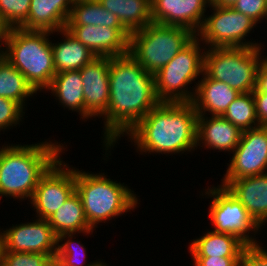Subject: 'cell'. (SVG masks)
I'll return each mask as SVG.
<instances>
[{
    "mask_svg": "<svg viewBox=\"0 0 267 266\" xmlns=\"http://www.w3.org/2000/svg\"><path fill=\"white\" fill-rule=\"evenodd\" d=\"M110 97L102 118L103 160L109 159L111 149L156 105L160 103L155 91L154 75L145 71L130 55L110 57ZM104 118V119H103Z\"/></svg>",
    "mask_w": 267,
    "mask_h": 266,
    "instance_id": "6da1fadb",
    "label": "cell"
},
{
    "mask_svg": "<svg viewBox=\"0 0 267 266\" xmlns=\"http://www.w3.org/2000/svg\"><path fill=\"white\" fill-rule=\"evenodd\" d=\"M197 116L192 103L160 102L125 136L140 155L193 153Z\"/></svg>",
    "mask_w": 267,
    "mask_h": 266,
    "instance_id": "7a4b0ae2",
    "label": "cell"
},
{
    "mask_svg": "<svg viewBox=\"0 0 267 266\" xmlns=\"http://www.w3.org/2000/svg\"><path fill=\"white\" fill-rule=\"evenodd\" d=\"M57 140L32 144L4 143L0 147V200H31L40 178L65 153Z\"/></svg>",
    "mask_w": 267,
    "mask_h": 266,
    "instance_id": "3957f363",
    "label": "cell"
},
{
    "mask_svg": "<svg viewBox=\"0 0 267 266\" xmlns=\"http://www.w3.org/2000/svg\"><path fill=\"white\" fill-rule=\"evenodd\" d=\"M105 174L75 169V191L89 225L95 230L100 223L134 212L141 202L127 184L118 183Z\"/></svg>",
    "mask_w": 267,
    "mask_h": 266,
    "instance_id": "277c9868",
    "label": "cell"
},
{
    "mask_svg": "<svg viewBox=\"0 0 267 266\" xmlns=\"http://www.w3.org/2000/svg\"><path fill=\"white\" fill-rule=\"evenodd\" d=\"M50 31L9 28L3 57L17 68L39 94L56 75Z\"/></svg>",
    "mask_w": 267,
    "mask_h": 266,
    "instance_id": "5b68a950",
    "label": "cell"
},
{
    "mask_svg": "<svg viewBox=\"0 0 267 266\" xmlns=\"http://www.w3.org/2000/svg\"><path fill=\"white\" fill-rule=\"evenodd\" d=\"M195 37L196 34L188 28L151 22L131 33L128 54L154 75Z\"/></svg>",
    "mask_w": 267,
    "mask_h": 266,
    "instance_id": "8992f818",
    "label": "cell"
},
{
    "mask_svg": "<svg viewBox=\"0 0 267 266\" xmlns=\"http://www.w3.org/2000/svg\"><path fill=\"white\" fill-rule=\"evenodd\" d=\"M206 47L195 37L156 74L155 91L160 102L192 103L196 80L204 73ZM194 86L191 88V84Z\"/></svg>",
    "mask_w": 267,
    "mask_h": 266,
    "instance_id": "52a82bcc",
    "label": "cell"
},
{
    "mask_svg": "<svg viewBox=\"0 0 267 266\" xmlns=\"http://www.w3.org/2000/svg\"><path fill=\"white\" fill-rule=\"evenodd\" d=\"M264 50L265 47L206 48L204 73L211 79L227 83L240 93L253 92L257 69L265 56Z\"/></svg>",
    "mask_w": 267,
    "mask_h": 266,
    "instance_id": "ba28073f",
    "label": "cell"
},
{
    "mask_svg": "<svg viewBox=\"0 0 267 266\" xmlns=\"http://www.w3.org/2000/svg\"><path fill=\"white\" fill-rule=\"evenodd\" d=\"M201 193L202 197L210 199L208 217L214 232L234 235L246 246L262 244L256 235L261 234L263 228L225 186L211 185Z\"/></svg>",
    "mask_w": 267,
    "mask_h": 266,
    "instance_id": "9c48e42d",
    "label": "cell"
},
{
    "mask_svg": "<svg viewBox=\"0 0 267 266\" xmlns=\"http://www.w3.org/2000/svg\"><path fill=\"white\" fill-rule=\"evenodd\" d=\"M204 23L196 37L206 48L213 47H264L258 41L246 40L250 32L258 27L257 23L232 7L210 4ZM213 10V11H212ZM249 40V41H248Z\"/></svg>",
    "mask_w": 267,
    "mask_h": 266,
    "instance_id": "30bf717a",
    "label": "cell"
},
{
    "mask_svg": "<svg viewBox=\"0 0 267 266\" xmlns=\"http://www.w3.org/2000/svg\"><path fill=\"white\" fill-rule=\"evenodd\" d=\"M60 157L40 178L27 204L35 211V218L47 220L75 191V168Z\"/></svg>",
    "mask_w": 267,
    "mask_h": 266,
    "instance_id": "8fae6325",
    "label": "cell"
},
{
    "mask_svg": "<svg viewBox=\"0 0 267 266\" xmlns=\"http://www.w3.org/2000/svg\"><path fill=\"white\" fill-rule=\"evenodd\" d=\"M221 180H236L267 173V126L243 131L238 146L231 153Z\"/></svg>",
    "mask_w": 267,
    "mask_h": 266,
    "instance_id": "7c38bea8",
    "label": "cell"
},
{
    "mask_svg": "<svg viewBox=\"0 0 267 266\" xmlns=\"http://www.w3.org/2000/svg\"><path fill=\"white\" fill-rule=\"evenodd\" d=\"M32 221L12 224L9 229H0L4 251L41 253L51 255L55 259L58 237L49 221L40 218Z\"/></svg>",
    "mask_w": 267,
    "mask_h": 266,
    "instance_id": "4fadbf2b",
    "label": "cell"
},
{
    "mask_svg": "<svg viewBox=\"0 0 267 266\" xmlns=\"http://www.w3.org/2000/svg\"><path fill=\"white\" fill-rule=\"evenodd\" d=\"M65 29L96 57H118L129 53L130 33L108 26H66Z\"/></svg>",
    "mask_w": 267,
    "mask_h": 266,
    "instance_id": "5bb4252c",
    "label": "cell"
},
{
    "mask_svg": "<svg viewBox=\"0 0 267 266\" xmlns=\"http://www.w3.org/2000/svg\"><path fill=\"white\" fill-rule=\"evenodd\" d=\"M110 57H95L80 69L85 100V119L97 118L107 110Z\"/></svg>",
    "mask_w": 267,
    "mask_h": 266,
    "instance_id": "9a60e30c",
    "label": "cell"
},
{
    "mask_svg": "<svg viewBox=\"0 0 267 266\" xmlns=\"http://www.w3.org/2000/svg\"><path fill=\"white\" fill-rule=\"evenodd\" d=\"M152 22L181 26L197 34L211 0H151Z\"/></svg>",
    "mask_w": 267,
    "mask_h": 266,
    "instance_id": "2e32d148",
    "label": "cell"
},
{
    "mask_svg": "<svg viewBox=\"0 0 267 266\" xmlns=\"http://www.w3.org/2000/svg\"><path fill=\"white\" fill-rule=\"evenodd\" d=\"M242 132L238 127L218 115H198L196 149L232 153L238 146Z\"/></svg>",
    "mask_w": 267,
    "mask_h": 266,
    "instance_id": "e0dca14e",
    "label": "cell"
},
{
    "mask_svg": "<svg viewBox=\"0 0 267 266\" xmlns=\"http://www.w3.org/2000/svg\"><path fill=\"white\" fill-rule=\"evenodd\" d=\"M220 184L243 204L261 227L267 224V173L236 180H221Z\"/></svg>",
    "mask_w": 267,
    "mask_h": 266,
    "instance_id": "ac0fdd59",
    "label": "cell"
},
{
    "mask_svg": "<svg viewBox=\"0 0 267 266\" xmlns=\"http://www.w3.org/2000/svg\"><path fill=\"white\" fill-rule=\"evenodd\" d=\"M192 104L198 115L222 116L228 106L240 95L227 83L209 78L205 73L197 81Z\"/></svg>",
    "mask_w": 267,
    "mask_h": 266,
    "instance_id": "d6986e66",
    "label": "cell"
},
{
    "mask_svg": "<svg viewBox=\"0 0 267 266\" xmlns=\"http://www.w3.org/2000/svg\"><path fill=\"white\" fill-rule=\"evenodd\" d=\"M74 0H31L24 30L56 32L66 27Z\"/></svg>",
    "mask_w": 267,
    "mask_h": 266,
    "instance_id": "ffe728a7",
    "label": "cell"
},
{
    "mask_svg": "<svg viewBox=\"0 0 267 266\" xmlns=\"http://www.w3.org/2000/svg\"><path fill=\"white\" fill-rule=\"evenodd\" d=\"M83 82L79 70L56 73L50 86L44 91L54 96L58 105L60 104L68 111L80 115V120H85V100L83 94Z\"/></svg>",
    "mask_w": 267,
    "mask_h": 266,
    "instance_id": "44dd1931",
    "label": "cell"
},
{
    "mask_svg": "<svg viewBox=\"0 0 267 266\" xmlns=\"http://www.w3.org/2000/svg\"><path fill=\"white\" fill-rule=\"evenodd\" d=\"M56 34L62 35L63 38L55 43L51 40L56 73L80 70L96 57L65 28L56 31Z\"/></svg>",
    "mask_w": 267,
    "mask_h": 266,
    "instance_id": "7402d4cb",
    "label": "cell"
},
{
    "mask_svg": "<svg viewBox=\"0 0 267 266\" xmlns=\"http://www.w3.org/2000/svg\"><path fill=\"white\" fill-rule=\"evenodd\" d=\"M56 236L76 233L77 235H93V229L84 213L83 204L76 191L48 219Z\"/></svg>",
    "mask_w": 267,
    "mask_h": 266,
    "instance_id": "603a6c76",
    "label": "cell"
},
{
    "mask_svg": "<svg viewBox=\"0 0 267 266\" xmlns=\"http://www.w3.org/2000/svg\"><path fill=\"white\" fill-rule=\"evenodd\" d=\"M206 230L202 236L190 240L188 252L191 257H241L246 245L240 239L231 234Z\"/></svg>",
    "mask_w": 267,
    "mask_h": 266,
    "instance_id": "cb8c5ba5",
    "label": "cell"
},
{
    "mask_svg": "<svg viewBox=\"0 0 267 266\" xmlns=\"http://www.w3.org/2000/svg\"><path fill=\"white\" fill-rule=\"evenodd\" d=\"M117 16L122 26L131 34L152 22L151 0H98Z\"/></svg>",
    "mask_w": 267,
    "mask_h": 266,
    "instance_id": "d4e9b609",
    "label": "cell"
},
{
    "mask_svg": "<svg viewBox=\"0 0 267 266\" xmlns=\"http://www.w3.org/2000/svg\"><path fill=\"white\" fill-rule=\"evenodd\" d=\"M101 25L125 29L117 16L106 10L98 0H74L66 26Z\"/></svg>",
    "mask_w": 267,
    "mask_h": 266,
    "instance_id": "484cf974",
    "label": "cell"
},
{
    "mask_svg": "<svg viewBox=\"0 0 267 266\" xmlns=\"http://www.w3.org/2000/svg\"><path fill=\"white\" fill-rule=\"evenodd\" d=\"M36 94L25 76L3 56L0 57V97L11 99L26 109V101H31Z\"/></svg>",
    "mask_w": 267,
    "mask_h": 266,
    "instance_id": "4316f807",
    "label": "cell"
},
{
    "mask_svg": "<svg viewBox=\"0 0 267 266\" xmlns=\"http://www.w3.org/2000/svg\"><path fill=\"white\" fill-rule=\"evenodd\" d=\"M222 116L241 131L258 127L259 122L256 116L253 93H240Z\"/></svg>",
    "mask_w": 267,
    "mask_h": 266,
    "instance_id": "83f0119b",
    "label": "cell"
},
{
    "mask_svg": "<svg viewBox=\"0 0 267 266\" xmlns=\"http://www.w3.org/2000/svg\"><path fill=\"white\" fill-rule=\"evenodd\" d=\"M75 237L76 233L58 236L54 266H91L96 261L87 262L86 246L81 241L75 240Z\"/></svg>",
    "mask_w": 267,
    "mask_h": 266,
    "instance_id": "f1b7e54d",
    "label": "cell"
},
{
    "mask_svg": "<svg viewBox=\"0 0 267 266\" xmlns=\"http://www.w3.org/2000/svg\"><path fill=\"white\" fill-rule=\"evenodd\" d=\"M31 0H0V18L9 28H19L27 19Z\"/></svg>",
    "mask_w": 267,
    "mask_h": 266,
    "instance_id": "f546056e",
    "label": "cell"
},
{
    "mask_svg": "<svg viewBox=\"0 0 267 266\" xmlns=\"http://www.w3.org/2000/svg\"><path fill=\"white\" fill-rule=\"evenodd\" d=\"M2 266H54L51 255L3 251Z\"/></svg>",
    "mask_w": 267,
    "mask_h": 266,
    "instance_id": "4dcf8cb0",
    "label": "cell"
},
{
    "mask_svg": "<svg viewBox=\"0 0 267 266\" xmlns=\"http://www.w3.org/2000/svg\"><path fill=\"white\" fill-rule=\"evenodd\" d=\"M26 110L17 102L0 97V132L17 127L24 120ZM23 119V120H22Z\"/></svg>",
    "mask_w": 267,
    "mask_h": 266,
    "instance_id": "1f68e13d",
    "label": "cell"
},
{
    "mask_svg": "<svg viewBox=\"0 0 267 266\" xmlns=\"http://www.w3.org/2000/svg\"><path fill=\"white\" fill-rule=\"evenodd\" d=\"M231 7L250 17L257 24L263 20L267 21V0H237Z\"/></svg>",
    "mask_w": 267,
    "mask_h": 266,
    "instance_id": "d6a6232c",
    "label": "cell"
},
{
    "mask_svg": "<svg viewBox=\"0 0 267 266\" xmlns=\"http://www.w3.org/2000/svg\"><path fill=\"white\" fill-rule=\"evenodd\" d=\"M261 245L245 246L241 253L240 266H267V249Z\"/></svg>",
    "mask_w": 267,
    "mask_h": 266,
    "instance_id": "836d02e7",
    "label": "cell"
},
{
    "mask_svg": "<svg viewBox=\"0 0 267 266\" xmlns=\"http://www.w3.org/2000/svg\"><path fill=\"white\" fill-rule=\"evenodd\" d=\"M194 266H240V257H191Z\"/></svg>",
    "mask_w": 267,
    "mask_h": 266,
    "instance_id": "e575fe53",
    "label": "cell"
},
{
    "mask_svg": "<svg viewBox=\"0 0 267 266\" xmlns=\"http://www.w3.org/2000/svg\"><path fill=\"white\" fill-rule=\"evenodd\" d=\"M252 93L259 126H267V93L259 92L256 89Z\"/></svg>",
    "mask_w": 267,
    "mask_h": 266,
    "instance_id": "d590c367",
    "label": "cell"
},
{
    "mask_svg": "<svg viewBox=\"0 0 267 266\" xmlns=\"http://www.w3.org/2000/svg\"><path fill=\"white\" fill-rule=\"evenodd\" d=\"M255 89L267 93V56H264L259 63Z\"/></svg>",
    "mask_w": 267,
    "mask_h": 266,
    "instance_id": "8d00e7d4",
    "label": "cell"
},
{
    "mask_svg": "<svg viewBox=\"0 0 267 266\" xmlns=\"http://www.w3.org/2000/svg\"><path fill=\"white\" fill-rule=\"evenodd\" d=\"M8 30H9V27L0 18V43H6Z\"/></svg>",
    "mask_w": 267,
    "mask_h": 266,
    "instance_id": "74e56055",
    "label": "cell"
},
{
    "mask_svg": "<svg viewBox=\"0 0 267 266\" xmlns=\"http://www.w3.org/2000/svg\"><path fill=\"white\" fill-rule=\"evenodd\" d=\"M237 0H211V4L216 6L231 7Z\"/></svg>",
    "mask_w": 267,
    "mask_h": 266,
    "instance_id": "f35d334b",
    "label": "cell"
},
{
    "mask_svg": "<svg viewBox=\"0 0 267 266\" xmlns=\"http://www.w3.org/2000/svg\"><path fill=\"white\" fill-rule=\"evenodd\" d=\"M3 251H4L3 236L0 230V266H2Z\"/></svg>",
    "mask_w": 267,
    "mask_h": 266,
    "instance_id": "ab89813d",
    "label": "cell"
},
{
    "mask_svg": "<svg viewBox=\"0 0 267 266\" xmlns=\"http://www.w3.org/2000/svg\"><path fill=\"white\" fill-rule=\"evenodd\" d=\"M103 260L104 259H98L91 266H109V264H106L107 262H104Z\"/></svg>",
    "mask_w": 267,
    "mask_h": 266,
    "instance_id": "60d3db41",
    "label": "cell"
},
{
    "mask_svg": "<svg viewBox=\"0 0 267 266\" xmlns=\"http://www.w3.org/2000/svg\"><path fill=\"white\" fill-rule=\"evenodd\" d=\"M4 50H5V43H0V57L4 55Z\"/></svg>",
    "mask_w": 267,
    "mask_h": 266,
    "instance_id": "b9f144b4",
    "label": "cell"
}]
</instances>
